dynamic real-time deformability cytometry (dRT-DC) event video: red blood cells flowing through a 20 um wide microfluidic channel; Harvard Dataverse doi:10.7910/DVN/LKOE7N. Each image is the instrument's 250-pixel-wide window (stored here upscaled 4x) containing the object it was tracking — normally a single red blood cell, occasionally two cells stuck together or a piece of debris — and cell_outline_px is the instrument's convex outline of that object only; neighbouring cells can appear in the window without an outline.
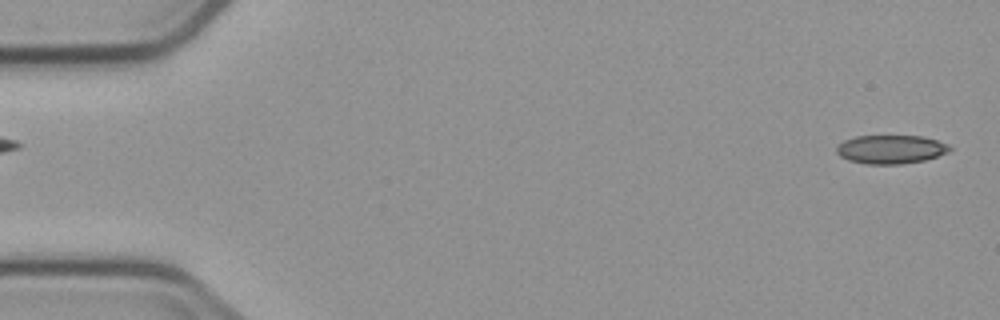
{"species": "common noctule bat (a hibernating species)", "species_latin": "Nyctalus noctula", "temperature_condition": "cold", "stored_images_in_passage": 2, "segment_of_instrument_passage": [2, 2], "camera_frame_rate_fps": 3000, "um_per_image_px": 0.085, "animal": {"sex": "male", "body_mass_g": 23.1, "forearm_length_mm": 52.7}, "frame": {"image": 1, "passage_image": 2, "time_ms": 1.333, "image_size_px": [1000, 320], "cell_outline_px": [[952, 148], [948, 152], [924, 160], [900, 164], [864, 164], [848, 160], [840, 156], [836, 152], [836, 148], [844, 140], [856, 136], [924, 136], [948, 144]], "centroid_in_image_um": [75.71, 12.69], "position_along_channel_um": 9.3, "area_um2": 18.84}}